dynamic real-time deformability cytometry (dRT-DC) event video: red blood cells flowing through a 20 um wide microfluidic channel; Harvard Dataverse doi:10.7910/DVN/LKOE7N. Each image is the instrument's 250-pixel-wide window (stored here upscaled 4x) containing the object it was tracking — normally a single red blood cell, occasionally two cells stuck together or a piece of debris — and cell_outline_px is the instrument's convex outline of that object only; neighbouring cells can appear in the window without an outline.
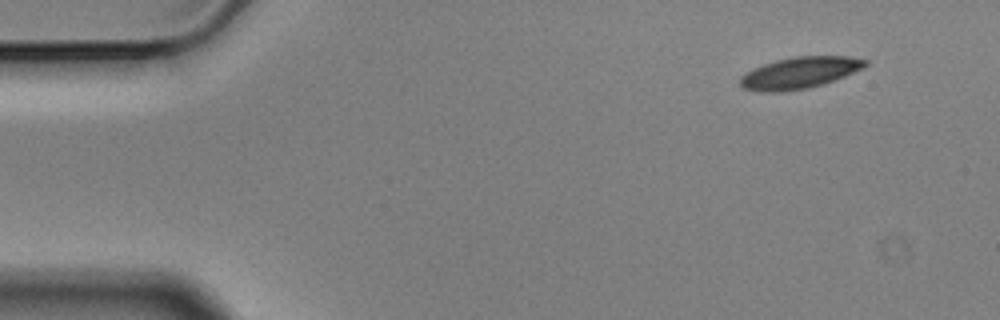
{"species": "Egyptian fruit bat (a non-hibernating species)", "species_latin": "Rousettus aegyptiacus", "temperature_condition": "cold", "stored_images_in_passage": 4, "camera_frame_rate_fps": 3000, "um_per_image_px": 0.085, "animal": {"sex": "male"}, "frame": {"image": 1, "passage_image": 1, "time_ms": 0.0, "image_size_px": [1000, 320], "cell_outline_px": [[868, 64], [864, 68], [824, 84], [808, 88], [780, 92], [760, 92], [744, 88], [740, 84], [740, 76], [744, 72], [764, 64], [776, 60], [792, 56], [848, 56], [868, 60]], "centroid_in_image_um": [67.96, 6.18], "position_along_channel_um": 17.0, "area_um2": 23.12}}